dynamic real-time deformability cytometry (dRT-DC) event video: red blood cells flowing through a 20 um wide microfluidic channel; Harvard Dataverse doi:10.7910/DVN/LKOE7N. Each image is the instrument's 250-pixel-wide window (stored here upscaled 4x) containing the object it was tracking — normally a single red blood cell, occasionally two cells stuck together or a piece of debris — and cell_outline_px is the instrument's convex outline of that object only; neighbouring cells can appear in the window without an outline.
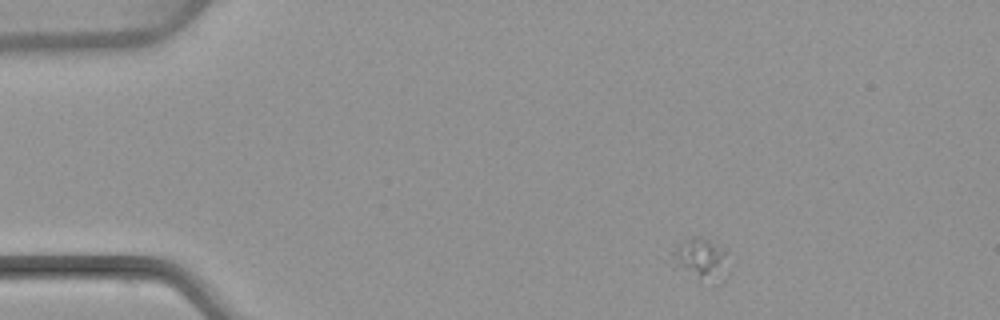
{"species": "common noctule bat (a hibernating species)", "species_latin": "Nyctalus noctula", "temperature_condition": "warm", "stored_images_in_passage": 5, "camera_frame_rate_fps": 3000, "um_per_image_px": 0.085, "animal": {"sex": "female", "body_mass_g": 22.7, "forearm_length_mm": 54.2}, "frame": {"image": 1, "passage_image": 1, "time_ms": 0.0, "image_size_px": [1000, 320], "cell_outline_px": [[728, 252], [708, 276], [700, 276], [672, 268], [676, 248], [688, 236], [696, 236], [708, 240], [728, 248]], "centroid_in_image_um": [59.36, 21.76], "position_along_channel_um": 25.6, "area_um2": 11.16}}
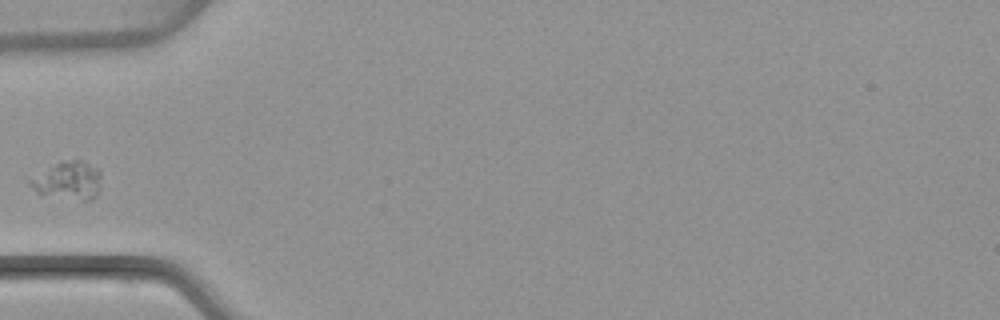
{"frame": {"image": 2, "passage_image": 3, "time_ms": 3.333, "image_size_px": [1000, 320], "cell_outline_px": [[100, 184], [96, 196], [92, 200], [84, 200], [36, 192], [28, 184], [28, 180], [60, 160], [80, 160], [100, 168]], "centroid_in_image_um": [5.82, 15.31], "position_along_channel_um": 79.2, "area_um2": 15.49}}